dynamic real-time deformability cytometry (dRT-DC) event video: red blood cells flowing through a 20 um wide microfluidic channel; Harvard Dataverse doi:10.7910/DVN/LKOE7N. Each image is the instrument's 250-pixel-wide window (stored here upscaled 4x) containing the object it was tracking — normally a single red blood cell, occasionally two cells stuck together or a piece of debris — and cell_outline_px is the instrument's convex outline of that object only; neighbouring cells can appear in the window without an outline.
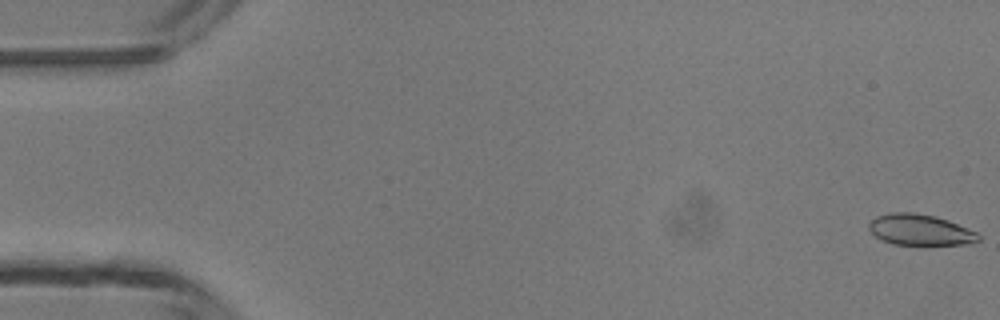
{"species": "common noctule bat (a hibernating species)", "species_latin": "Nyctalus noctula", "temperature_condition": "room temperature", "stored_images_in_passage": 4, "camera_frame_rate_fps": 3000, "um_per_image_px": 0.085, "animal": {"sex": "male", "body_mass_g": 13.3}, "frame": {"image": 1, "passage_image": 1, "time_ms": 0.0, "image_size_px": [1000, 320], "cell_outline_px": [[980, 240], [964, 244], [892, 244], [876, 236], [868, 228], [868, 224], [876, 216], [892, 212], [912, 212], [936, 216], [948, 220], [976, 232], [980, 236]], "centroid_in_image_um": [78.19, 19.52], "position_along_channel_um": 6.8, "area_um2": 19.48}}
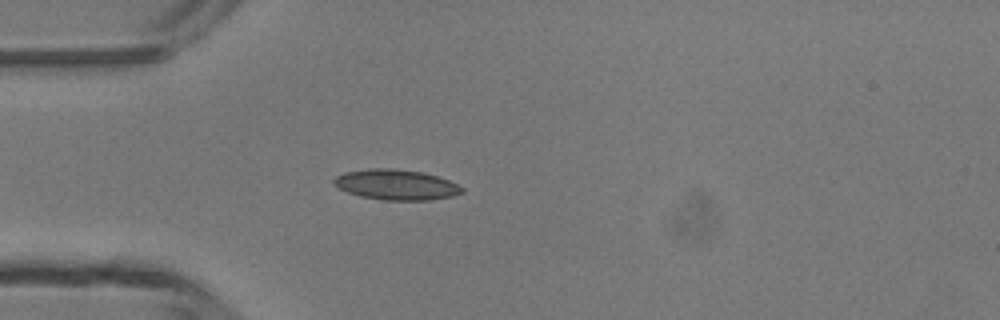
{"frame": {"image": 2, "passage_image": 4, "time_ms": 4.333, "image_size_px": [1000, 320], "cell_outline_px": [[464, 192], [452, 196], [428, 200], [384, 200], [360, 196], [348, 192], [332, 184], [332, 180], [336, 176], [344, 172], [368, 168], [392, 168], [420, 172], [436, 176], [448, 180], [464, 188]], "centroid_in_image_um": [33.64, 15.69], "position_along_channel_um": 51.4, "area_um2": 22.6}}